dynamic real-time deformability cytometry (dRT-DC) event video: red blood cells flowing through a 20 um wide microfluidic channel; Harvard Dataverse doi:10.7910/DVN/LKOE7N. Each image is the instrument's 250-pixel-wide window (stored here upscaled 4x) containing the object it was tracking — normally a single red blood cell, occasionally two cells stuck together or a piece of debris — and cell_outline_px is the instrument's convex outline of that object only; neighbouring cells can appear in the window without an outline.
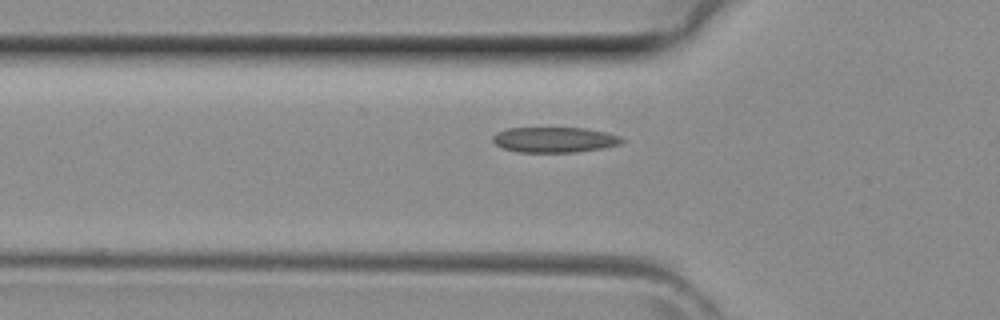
{"species": "common noctule bat (a hibernating species)", "species_latin": "Nyctalus noctula", "temperature_condition": "room temperature", "stored_images_in_passage": 25, "camera_frame_rate_fps": 3000, "um_per_image_px": 0.085, "animal": {"sex": "female", "body_mass_g": 29.2, "forearm_length_mm": 56.3}, "frame": {"image": 1, "passage_image": 3, "time_ms": 0.667, "image_size_px": [1000, 320], "cell_outline_px": [[624, 140], [620, 144], [600, 148], [576, 152], [520, 152], [504, 148], [496, 144], [492, 140], [492, 136], [496, 132], [508, 128], [584, 128], [604, 132], [620, 136]], "centroid_in_image_um": [47.1, 11.87], "position_along_channel_um": 78.7, "area_um2": 18.9}}
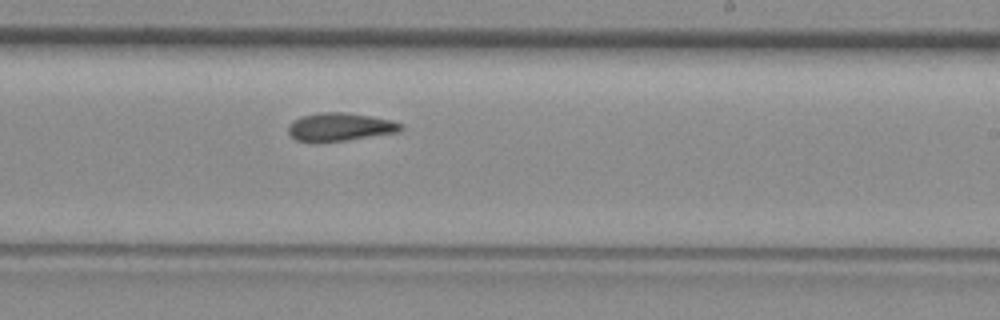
{"frame": {"image": 2, "passage_image": 14, "time_ms": 4.333, "image_size_px": [1000, 320], "cell_outline_px": [[404, 128], [400, 132], [320, 144], [316, 144], [296, 140], [288, 132], [288, 124], [300, 116], [320, 112], [344, 112], [392, 120], [404, 124]], "centroid_in_image_um": [28.88, 10.81], "position_along_channel_um": 260.1, "area_um2": 18.96}}
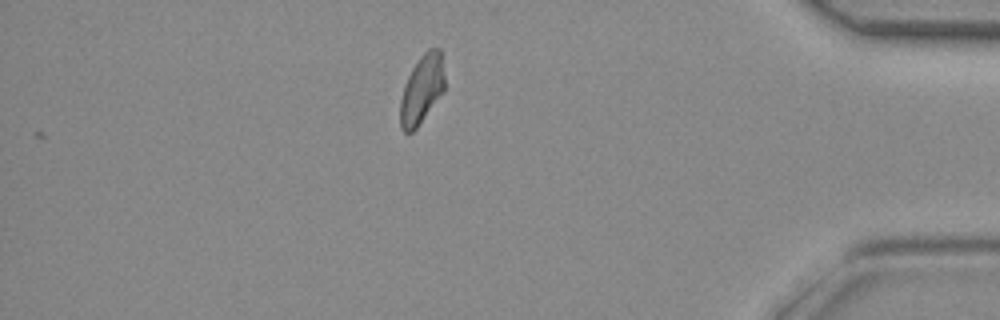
{"frame": {"image": 3, "passage_image": 25, "time_ms": 8.0, "image_size_px": [1000, 320], "cell_outline_px": [[444, 92], [416, 128], [412, 132], [404, 132], [400, 128], [400, 100], [404, 84], [412, 68], [420, 56], [428, 48], [440, 48], [444, 76]], "centroid_in_image_um": [35.84, 7.59], "position_along_channel_um": 399.4, "area_um2": 17.8}}